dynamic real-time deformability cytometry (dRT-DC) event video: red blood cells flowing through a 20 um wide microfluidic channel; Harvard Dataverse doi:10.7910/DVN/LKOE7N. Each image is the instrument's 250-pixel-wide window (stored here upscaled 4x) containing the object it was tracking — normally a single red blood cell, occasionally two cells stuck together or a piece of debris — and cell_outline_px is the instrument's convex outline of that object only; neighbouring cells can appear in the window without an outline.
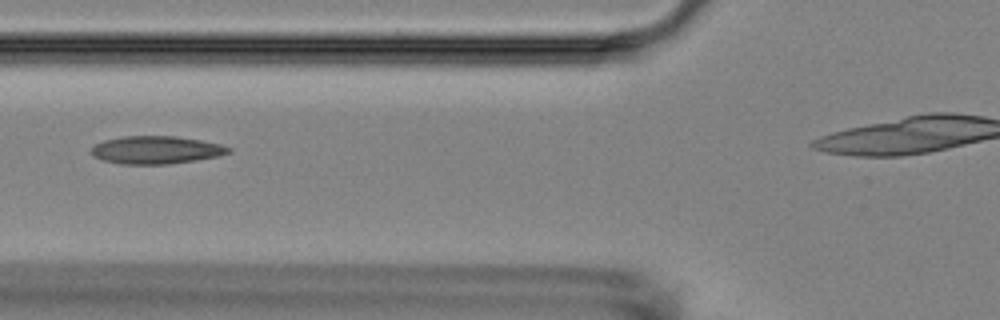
{"species": "Egyptian fruit bat (a non-hibernating species)", "species_latin": "Rousettus aegyptiacus", "temperature_condition": "room temperature", "stored_images_in_passage": 4, "camera_frame_rate_fps": 3000, "um_per_image_px": 0.085, "animal": {"sex": "female"}, "frame": {"image": 1, "passage_image": 4, "time_ms": 4.333, "image_size_px": [1000, 320], "cell_outline_px": [[232, 152], [220, 156], [196, 160], [168, 164], [120, 164], [104, 160], [92, 156], [92, 148], [96, 144], [104, 140], [124, 136], [172, 136], [200, 140], [220, 144], [232, 148]], "centroid_in_image_um": [13.3, 12.75], "position_along_channel_um": 112.5, "area_um2": 22.2}}